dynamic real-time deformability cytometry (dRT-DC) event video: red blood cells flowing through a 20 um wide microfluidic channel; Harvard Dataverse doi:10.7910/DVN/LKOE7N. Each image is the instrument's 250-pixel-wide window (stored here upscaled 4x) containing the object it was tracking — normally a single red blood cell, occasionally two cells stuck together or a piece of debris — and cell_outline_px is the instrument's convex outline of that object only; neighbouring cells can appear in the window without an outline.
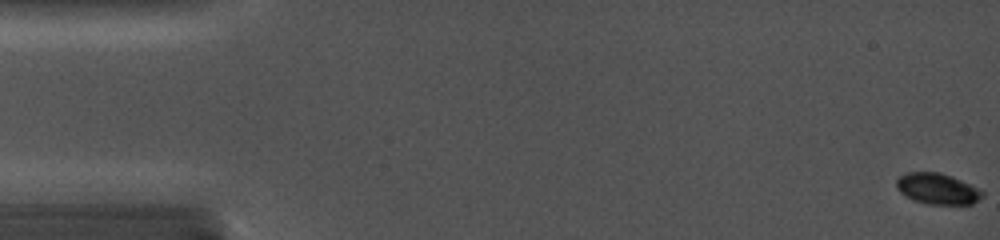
{"species": "common noctule bat (a hibernating species)", "species_latin": "Nyctalus noctula", "temperature_condition": "cold", "stored_images_in_passage": 83, "camera_frame_rate_fps": 5000, "um_per_image_px": 0.085, "animal": {"sex": "female", "body_mass_g": 19.0, "forearm_length_mm": 56.7}, "frame": {"image": 1, "passage_image": 1, "time_ms": 0.0, "image_size_px": [1000, 240], "cell_outline_px": [[984, 196], [972, 204], [928, 204], [912, 200], [904, 196], [896, 188], [896, 180], [900, 176], [908, 172], [940, 172], [952, 176], [984, 192]], "centroid_in_image_um": [79.64, 16.05], "position_along_channel_um": 5.4, "area_um2": 15.49}}
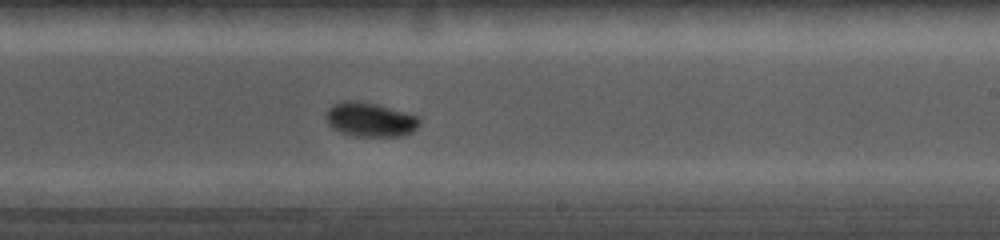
{"frame": {"image": 2, "passage_image": 55, "time_ms": 10.0, "image_size_px": [1000, 240], "cell_outline_px": [[420, 124], [412, 132], [404, 136], [348, 136], [332, 128], [328, 124], [328, 108], [332, 104], [344, 100], [360, 100], [376, 104], [420, 116]], "centroid_in_image_um": [31.48, 10.16], "position_along_channel_um": 257.5, "area_um2": 18.84}}
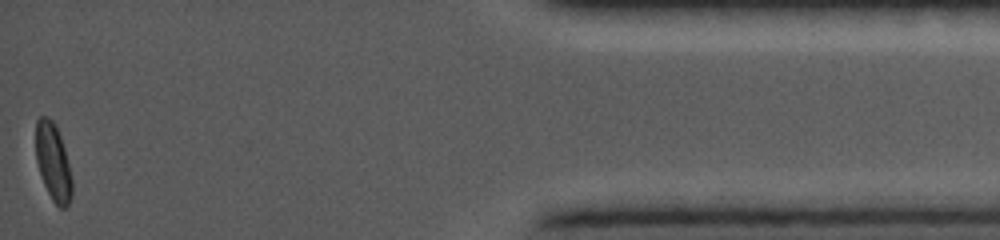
{"frame": {"image": 3, "passage_image": 83, "time_ms": 15.8, "image_size_px": [1000, 240], "cell_outline_px": [[72, 196], [68, 204], [64, 208], [60, 208], [52, 200], [44, 184], [36, 160], [36, 120], [40, 116], [48, 116], [56, 124], [64, 148], [72, 180]], "centroid_in_image_um": [4.51, 13.76], "position_along_channel_um": 430.7, "area_um2": 16.18}}